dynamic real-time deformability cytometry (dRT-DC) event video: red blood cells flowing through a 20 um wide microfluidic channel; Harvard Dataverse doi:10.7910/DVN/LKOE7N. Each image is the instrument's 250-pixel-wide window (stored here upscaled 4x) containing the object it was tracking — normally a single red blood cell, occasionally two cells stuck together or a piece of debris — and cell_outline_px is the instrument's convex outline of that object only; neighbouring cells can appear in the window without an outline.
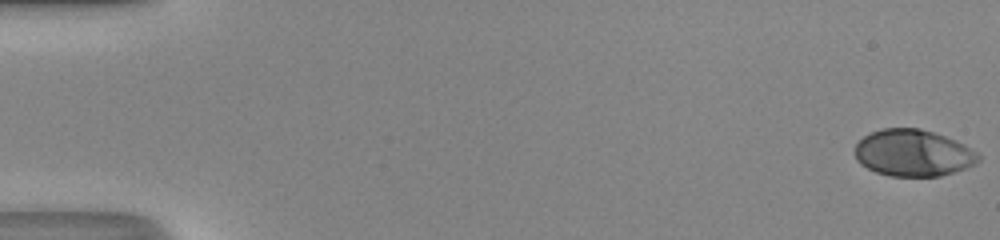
{"species": "human", "species_latin": "Homo sapiens", "temperature_condition": "room temperature", "stored_images_in_passage": 49, "camera_frame_rate_fps": 3000, "um_per_image_px": 0.085, "donor": {"sex": "male"}, "frame": {"image": 1, "passage_image": 1, "time_ms": 0.0, "image_size_px": [1000, 240], "cell_outline_px": [[980, 160], [976, 164], [940, 176], [888, 176], [876, 172], [860, 164], [856, 160], [856, 144], [864, 136], [880, 128], [920, 128], [956, 140], [964, 144], [976, 152], [980, 156]], "centroid_in_image_um": [77.61, 13.0], "position_along_channel_um": 7.4, "area_um2": 33.52}}
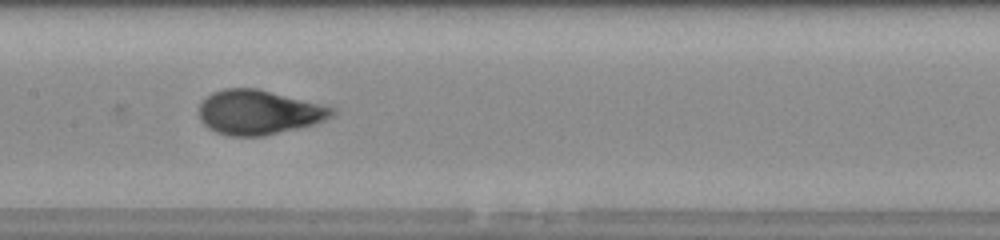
{"frame": {"image": 2, "passage_image": 26, "time_ms": 8.333, "image_size_px": [1000, 240], "cell_outline_px": [[336, 112], [332, 116], [316, 124], [264, 136], [228, 136], [216, 132], [208, 128], [200, 120], [200, 104], [212, 92], [224, 88], [256, 88], [336, 108]], "centroid_in_image_um": [21.99, 9.55], "position_along_channel_um": 185.4, "area_um2": 34.39}}
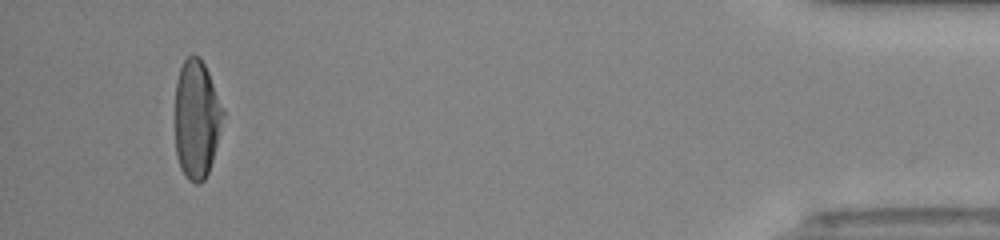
{"frame": {"image": 3, "passage_image": 47, "time_ms": 15.333, "image_size_px": [1000, 240], "cell_outline_px": [[224, 116], [212, 160], [208, 172], [204, 180], [200, 184], [196, 184], [188, 180], [180, 168], [176, 156], [176, 80], [180, 68], [184, 60], [188, 56], [200, 56], [208, 72], [224, 112]], "centroid_in_image_um": [16.7, 10.15], "position_along_channel_um": 418.5, "area_um2": 32.83}, "authors_computed_cell_mechanics": {"area_um2": 33.813, "velocity_mm_per_s": 4.3427, "shape_relaxation_time_tau1_ms": 3.034, "shape_relaxation_time_tau2_ms": null, "deformation_change_tau1": 0.1903, "deformation_change_tau2": null}}